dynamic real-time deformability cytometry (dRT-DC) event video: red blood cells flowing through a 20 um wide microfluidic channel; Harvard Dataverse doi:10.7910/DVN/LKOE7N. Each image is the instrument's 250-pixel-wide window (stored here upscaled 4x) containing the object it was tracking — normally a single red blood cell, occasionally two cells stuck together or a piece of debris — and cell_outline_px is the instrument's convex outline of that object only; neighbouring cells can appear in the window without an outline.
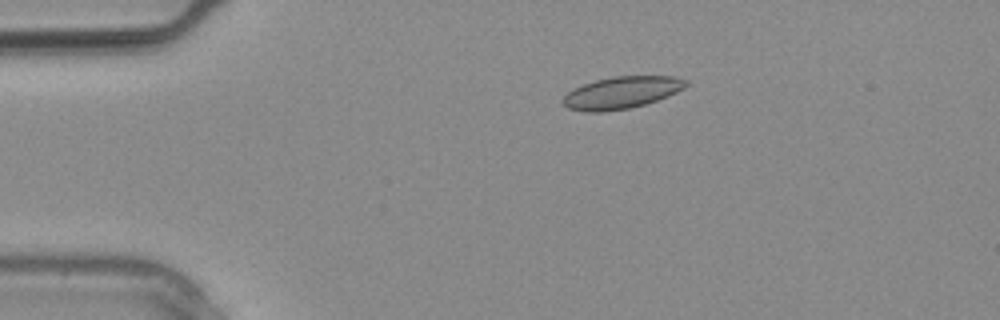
{"species": "common noctule bat (a hibernating species)", "species_latin": "Nyctalus noctula", "temperature_condition": "warm", "stored_images_in_passage": 5, "camera_frame_rate_fps": 3000, "um_per_image_px": 0.085, "animal": {"sex": "male", "body_mass_g": 20.4}, "frame": {"image": 1, "passage_image": 5, "time_ms": 1.333, "image_size_px": [1000, 320], "cell_outline_px": [[688, 84], [684, 88], [668, 96], [644, 104], [628, 108], [604, 112], [584, 112], [568, 108], [560, 104], [560, 100], [572, 88], [596, 80], [612, 76], [676, 76], [688, 80]], "centroid_in_image_um": [52.79, 7.87], "position_along_channel_um": 32.2, "area_um2": 23.18}}